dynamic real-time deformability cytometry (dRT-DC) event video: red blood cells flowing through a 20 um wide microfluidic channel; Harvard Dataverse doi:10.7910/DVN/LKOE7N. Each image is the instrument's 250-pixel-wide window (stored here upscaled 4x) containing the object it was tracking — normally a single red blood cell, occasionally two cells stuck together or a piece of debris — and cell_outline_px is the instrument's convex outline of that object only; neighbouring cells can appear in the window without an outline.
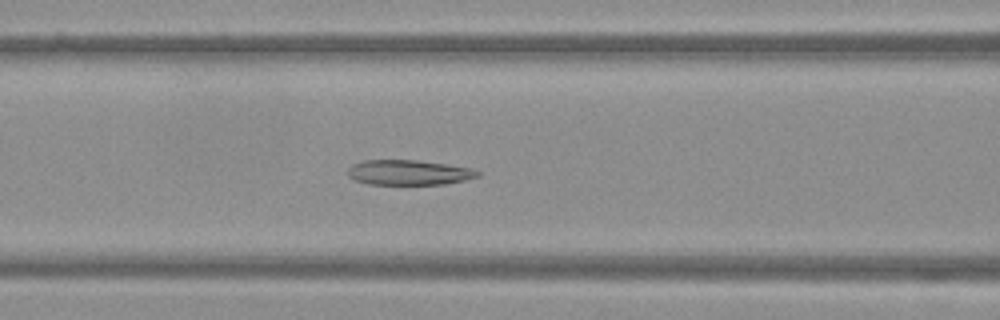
{"species": "Egyptian fruit bat (a non-hibernating species)", "species_latin": "Rousettus aegyptiacus", "temperature_condition": "warm", "stored_images_in_passage": 51, "camera_frame_rate_fps": 3000, "um_per_image_px": 0.085, "frame": {"image": 1, "passage_image": 22, "time_ms": 7.0, "image_size_px": [1000, 320], "cell_outline_px": [[480, 176], [464, 180], [444, 184], [368, 184], [356, 180], [348, 176], [348, 168], [352, 164], [364, 160], [416, 160], [472, 168], [480, 172]], "centroid_in_image_um": [34.74, 14.66], "position_along_channel_um": 131.9, "area_um2": 18.84}}
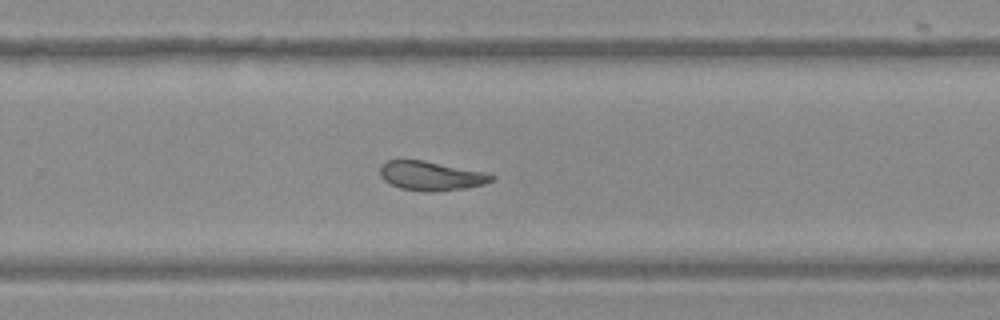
{"frame": {"image": 2, "passage_image": 34, "time_ms": 11.0, "image_size_px": [1000, 320], "cell_outline_px": [[496, 180], [484, 184], [464, 188], [432, 192], [428, 192], [400, 188], [384, 180], [380, 176], [380, 168], [388, 160], [424, 160], [484, 172], [496, 176]], "centroid_in_image_um": [36.67, 14.95], "position_along_channel_um": 293.1, "area_um2": 18.84}}
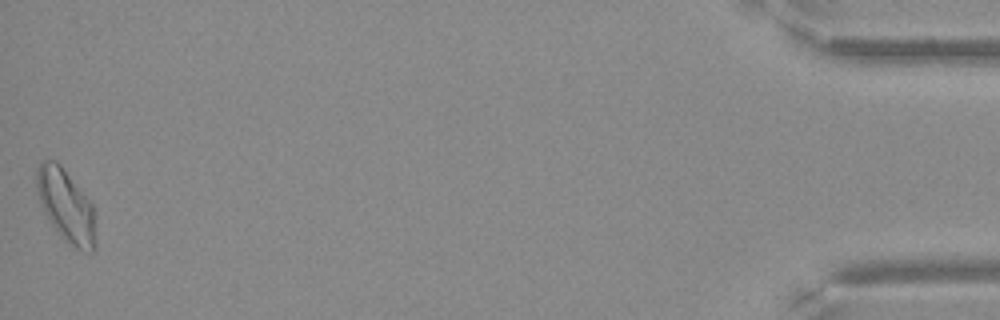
{"frame": {"image": 3, "passage_image": 51, "time_ms": 16.667, "image_size_px": [1000, 320], "cell_outline_px": [[96, 248], [92, 252], [84, 252], [68, 244], [56, 232], [44, 212], [40, 204], [36, 188], [36, 168], [40, 160], [56, 160], [60, 164], [92, 204], [96, 216]], "centroid_in_image_um": [5.62, 17.52], "position_along_channel_um": 429.6, "area_um2": 25.49}}